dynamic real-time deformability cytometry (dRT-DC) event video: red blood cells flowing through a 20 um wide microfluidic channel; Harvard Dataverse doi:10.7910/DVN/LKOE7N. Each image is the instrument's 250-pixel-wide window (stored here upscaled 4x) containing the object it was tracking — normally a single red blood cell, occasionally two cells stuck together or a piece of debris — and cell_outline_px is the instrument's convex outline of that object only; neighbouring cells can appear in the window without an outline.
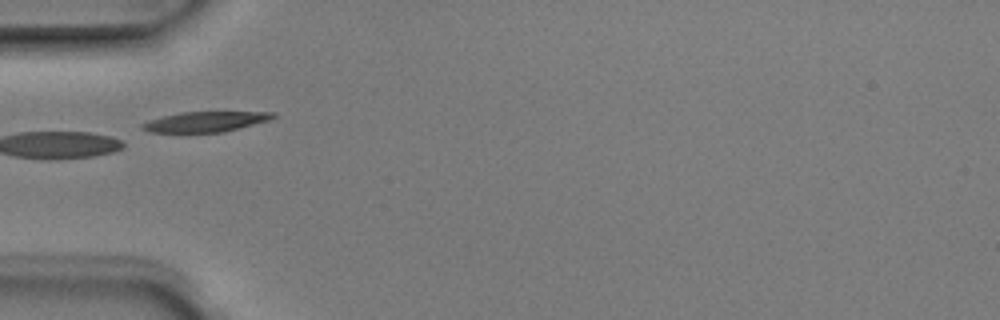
{"species": "Egyptian fruit bat (a non-hibernating species)", "species_latin": "Rousettus aegyptiacus", "temperature_condition": "room temperature", "stored_images_in_passage": 3, "camera_frame_rate_fps": 3000, "um_per_image_px": 0.085, "animal": {"sex": "male"}, "frame": {"image": 1, "passage_image": 3, "time_ms": 0.667, "image_size_px": [1000, 320], "cell_outline_px": [[276, 116], [268, 120], [224, 132], [148, 132], [140, 128], [140, 124], [148, 120], [180, 112], [276, 112]], "centroid_in_image_um": [17.41, 10.34], "position_along_channel_um": 67.6, "area_um2": 15.32}}